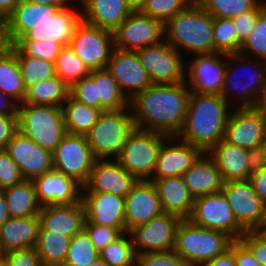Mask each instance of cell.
Returning <instances> with one entry per match:
<instances>
[{
  "instance_id": "6da1fadb",
  "label": "cell",
  "mask_w": 266,
  "mask_h": 266,
  "mask_svg": "<svg viewBox=\"0 0 266 266\" xmlns=\"http://www.w3.org/2000/svg\"><path fill=\"white\" fill-rule=\"evenodd\" d=\"M187 82V83H186ZM188 81L151 84L130 100L135 127L177 137L185 122L191 90Z\"/></svg>"
},
{
  "instance_id": "7a4b0ae2",
  "label": "cell",
  "mask_w": 266,
  "mask_h": 266,
  "mask_svg": "<svg viewBox=\"0 0 266 266\" xmlns=\"http://www.w3.org/2000/svg\"><path fill=\"white\" fill-rule=\"evenodd\" d=\"M229 105L221 95L191 91L185 122L177 138L209 152L223 140Z\"/></svg>"
},
{
  "instance_id": "3957f363",
  "label": "cell",
  "mask_w": 266,
  "mask_h": 266,
  "mask_svg": "<svg viewBox=\"0 0 266 266\" xmlns=\"http://www.w3.org/2000/svg\"><path fill=\"white\" fill-rule=\"evenodd\" d=\"M214 17L201 5L189 4L164 23V39L176 49L192 54H214Z\"/></svg>"
},
{
  "instance_id": "277c9868",
  "label": "cell",
  "mask_w": 266,
  "mask_h": 266,
  "mask_svg": "<svg viewBox=\"0 0 266 266\" xmlns=\"http://www.w3.org/2000/svg\"><path fill=\"white\" fill-rule=\"evenodd\" d=\"M234 240L226 233L201 227L182 219L176 231L174 251L195 266L213 260L230 248Z\"/></svg>"
},
{
  "instance_id": "5b68a950",
  "label": "cell",
  "mask_w": 266,
  "mask_h": 266,
  "mask_svg": "<svg viewBox=\"0 0 266 266\" xmlns=\"http://www.w3.org/2000/svg\"><path fill=\"white\" fill-rule=\"evenodd\" d=\"M20 104L19 131L42 148L53 152L67 134L62 108L53 105Z\"/></svg>"
},
{
  "instance_id": "8992f818",
  "label": "cell",
  "mask_w": 266,
  "mask_h": 266,
  "mask_svg": "<svg viewBox=\"0 0 266 266\" xmlns=\"http://www.w3.org/2000/svg\"><path fill=\"white\" fill-rule=\"evenodd\" d=\"M125 110L102 111L97 123L85 135L96 159H106L112 155L116 159L128 136L135 130L132 110L129 114Z\"/></svg>"
},
{
  "instance_id": "52a82bcc",
  "label": "cell",
  "mask_w": 266,
  "mask_h": 266,
  "mask_svg": "<svg viewBox=\"0 0 266 266\" xmlns=\"http://www.w3.org/2000/svg\"><path fill=\"white\" fill-rule=\"evenodd\" d=\"M172 139L178 138L135 128L115 160L139 180H149L156 168L162 144Z\"/></svg>"
},
{
  "instance_id": "ba28073f",
  "label": "cell",
  "mask_w": 266,
  "mask_h": 266,
  "mask_svg": "<svg viewBox=\"0 0 266 266\" xmlns=\"http://www.w3.org/2000/svg\"><path fill=\"white\" fill-rule=\"evenodd\" d=\"M192 223L239 240L246 230L237 222L223 192L196 197L188 218Z\"/></svg>"
},
{
  "instance_id": "9c48e42d",
  "label": "cell",
  "mask_w": 266,
  "mask_h": 266,
  "mask_svg": "<svg viewBox=\"0 0 266 266\" xmlns=\"http://www.w3.org/2000/svg\"><path fill=\"white\" fill-rule=\"evenodd\" d=\"M53 170L74 179L82 187L87 183L96 158L86 137L67 133L52 152Z\"/></svg>"
},
{
  "instance_id": "30bf717a",
  "label": "cell",
  "mask_w": 266,
  "mask_h": 266,
  "mask_svg": "<svg viewBox=\"0 0 266 266\" xmlns=\"http://www.w3.org/2000/svg\"><path fill=\"white\" fill-rule=\"evenodd\" d=\"M140 63L148 72L152 84H178L185 82V62L180 52L165 40L153 46L136 50Z\"/></svg>"
},
{
  "instance_id": "8fae6325",
  "label": "cell",
  "mask_w": 266,
  "mask_h": 266,
  "mask_svg": "<svg viewBox=\"0 0 266 266\" xmlns=\"http://www.w3.org/2000/svg\"><path fill=\"white\" fill-rule=\"evenodd\" d=\"M113 32L81 21L69 43L74 53L93 70L106 69L114 49Z\"/></svg>"
},
{
  "instance_id": "7c38bea8",
  "label": "cell",
  "mask_w": 266,
  "mask_h": 266,
  "mask_svg": "<svg viewBox=\"0 0 266 266\" xmlns=\"http://www.w3.org/2000/svg\"><path fill=\"white\" fill-rule=\"evenodd\" d=\"M163 39L164 23L140 11H132L113 31L114 47L121 50L136 51L159 44Z\"/></svg>"
},
{
  "instance_id": "4fadbf2b",
  "label": "cell",
  "mask_w": 266,
  "mask_h": 266,
  "mask_svg": "<svg viewBox=\"0 0 266 266\" xmlns=\"http://www.w3.org/2000/svg\"><path fill=\"white\" fill-rule=\"evenodd\" d=\"M181 220L176 215L162 213L131 229L128 233L132 238L135 254L173 250Z\"/></svg>"
},
{
  "instance_id": "5bb4252c",
  "label": "cell",
  "mask_w": 266,
  "mask_h": 266,
  "mask_svg": "<svg viewBox=\"0 0 266 266\" xmlns=\"http://www.w3.org/2000/svg\"><path fill=\"white\" fill-rule=\"evenodd\" d=\"M237 222L246 231H256L262 223L264 202L249 179L224 182L221 190Z\"/></svg>"
},
{
  "instance_id": "9a60e30c",
  "label": "cell",
  "mask_w": 266,
  "mask_h": 266,
  "mask_svg": "<svg viewBox=\"0 0 266 266\" xmlns=\"http://www.w3.org/2000/svg\"><path fill=\"white\" fill-rule=\"evenodd\" d=\"M231 112L223 141L251 149L266 143V119L255 107H237Z\"/></svg>"
},
{
  "instance_id": "2e32d148",
  "label": "cell",
  "mask_w": 266,
  "mask_h": 266,
  "mask_svg": "<svg viewBox=\"0 0 266 266\" xmlns=\"http://www.w3.org/2000/svg\"><path fill=\"white\" fill-rule=\"evenodd\" d=\"M106 69L117 81L120 90L129 101L152 84L136 51L121 50L114 47Z\"/></svg>"
},
{
  "instance_id": "e0dca14e",
  "label": "cell",
  "mask_w": 266,
  "mask_h": 266,
  "mask_svg": "<svg viewBox=\"0 0 266 266\" xmlns=\"http://www.w3.org/2000/svg\"><path fill=\"white\" fill-rule=\"evenodd\" d=\"M4 151L18 165L25 180L53 171L52 152L18 131Z\"/></svg>"
},
{
  "instance_id": "ac0fdd59",
  "label": "cell",
  "mask_w": 266,
  "mask_h": 266,
  "mask_svg": "<svg viewBox=\"0 0 266 266\" xmlns=\"http://www.w3.org/2000/svg\"><path fill=\"white\" fill-rule=\"evenodd\" d=\"M139 179L127 172L116 160L96 159L81 192L112 193L126 197Z\"/></svg>"
},
{
  "instance_id": "d6986e66",
  "label": "cell",
  "mask_w": 266,
  "mask_h": 266,
  "mask_svg": "<svg viewBox=\"0 0 266 266\" xmlns=\"http://www.w3.org/2000/svg\"><path fill=\"white\" fill-rule=\"evenodd\" d=\"M224 53L195 55L193 61L185 68L189 89L199 94H218L222 92L226 62L221 58ZM188 70V71H187Z\"/></svg>"
},
{
  "instance_id": "ffe728a7",
  "label": "cell",
  "mask_w": 266,
  "mask_h": 266,
  "mask_svg": "<svg viewBox=\"0 0 266 266\" xmlns=\"http://www.w3.org/2000/svg\"><path fill=\"white\" fill-rule=\"evenodd\" d=\"M81 192L85 220L126 233L125 198L112 193Z\"/></svg>"
},
{
  "instance_id": "44dd1931",
  "label": "cell",
  "mask_w": 266,
  "mask_h": 266,
  "mask_svg": "<svg viewBox=\"0 0 266 266\" xmlns=\"http://www.w3.org/2000/svg\"><path fill=\"white\" fill-rule=\"evenodd\" d=\"M163 212L156 188L150 180H139L125 197V226L129 232Z\"/></svg>"
},
{
  "instance_id": "7402d4cb",
  "label": "cell",
  "mask_w": 266,
  "mask_h": 266,
  "mask_svg": "<svg viewBox=\"0 0 266 266\" xmlns=\"http://www.w3.org/2000/svg\"><path fill=\"white\" fill-rule=\"evenodd\" d=\"M72 10L67 5L59 8L43 23L29 30L19 41H53L62 46L69 45L77 25L82 21L81 6L80 11Z\"/></svg>"
},
{
  "instance_id": "603a6c76",
  "label": "cell",
  "mask_w": 266,
  "mask_h": 266,
  "mask_svg": "<svg viewBox=\"0 0 266 266\" xmlns=\"http://www.w3.org/2000/svg\"><path fill=\"white\" fill-rule=\"evenodd\" d=\"M39 204L70 205L81 201L82 186L66 175L50 171L32 180Z\"/></svg>"
},
{
  "instance_id": "cb8c5ba5",
  "label": "cell",
  "mask_w": 266,
  "mask_h": 266,
  "mask_svg": "<svg viewBox=\"0 0 266 266\" xmlns=\"http://www.w3.org/2000/svg\"><path fill=\"white\" fill-rule=\"evenodd\" d=\"M39 229L72 238L84 229L85 211L82 201L70 205H45L38 214Z\"/></svg>"
},
{
  "instance_id": "d4e9b609",
  "label": "cell",
  "mask_w": 266,
  "mask_h": 266,
  "mask_svg": "<svg viewBox=\"0 0 266 266\" xmlns=\"http://www.w3.org/2000/svg\"><path fill=\"white\" fill-rule=\"evenodd\" d=\"M179 141L180 144L177 145H168L164 141L157 159L156 168L150 179L182 176L204 153L200 148L192 144L182 140Z\"/></svg>"
},
{
  "instance_id": "484cf974",
  "label": "cell",
  "mask_w": 266,
  "mask_h": 266,
  "mask_svg": "<svg viewBox=\"0 0 266 266\" xmlns=\"http://www.w3.org/2000/svg\"><path fill=\"white\" fill-rule=\"evenodd\" d=\"M66 5L36 4L21 0L7 17V34L11 45H15L29 30L36 28Z\"/></svg>"
},
{
  "instance_id": "4316f807",
  "label": "cell",
  "mask_w": 266,
  "mask_h": 266,
  "mask_svg": "<svg viewBox=\"0 0 266 266\" xmlns=\"http://www.w3.org/2000/svg\"><path fill=\"white\" fill-rule=\"evenodd\" d=\"M154 184L164 213L188 219L195 198L185 185L182 176L149 179Z\"/></svg>"
},
{
  "instance_id": "83f0119b",
  "label": "cell",
  "mask_w": 266,
  "mask_h": 266,
  "mask_svg": "<svg viewBox=\"0 0 266 266\" xmlns=\"http://www.w3.org/2000/svg\"><path fill=\"white\" fill-rule=\"evenodd\" d=\"M182 177L194 198L220 192L224 184L215 160L207 152Z\"/></svg>"
},
{
  "instance_id": "f1b7e54d",
  "label": "cell",
  "mask_w": 266,
  "mask_h": 266,
  "mask_svg": "<svg viewBox=\"0 0 266 266\" xmlns=\"http://www.w3.org/2000/svg\"><path fill=\"white\" fill-rule=\"evenodd\" d=\"M82 20L113 32L132 12L125 0H82Z\"/></svg>"
},
{
  "instance_id": "f546056e",
  "label": "cell",
  "mask_w": 266,
  "mask_h": 266,
  "mask_svg": "<svg viewBox=\"0 0 266 266\" xmlns=\"http://www.w3.org/2000/svg\"><path fill=\"white\" fill-rule=\"evenodd\" d=\"M38 229V216L9 218L0 226L1 253L35 247Z\"/></svg>"
},
{
  "instance_id": "4dcf8cb0",
  "label": "cell",
  "mask_w": 266,
  "mask_h": 266,
  "mask_svg": "<svg viewBox=\"0 0 266 266\" xmlns=\"http://www.w3.org/2000/svg\"><path fill=\"white\" fill-rule=\"evenodd\" d=\"M260 61H261V63H260ZM253 62H255V63H254V65H252V67L254 66L252 69L253 70L257 69V70L255 72L254 71L252 72L253 76H252V78L249 77L250 82H247V83L245 80H244L245 83H243L242 80L237 81V79H235L234 74H232L233 73L232 71H234V70H232V68L230 67L231 65L226 63L225 75H224V84H223L222 92L220 95L227 102H230L227 100L229 95H231L229 93L231 92V90L233 91L235 89L233 92H237L238 96L241 95V97H242V98H240V100L242 99L241 100L242 103H240V105H238V107H242V108L243 107H255L262 90L266 87V61H264V63H262V60H256L255 59V60H253ZM259 66L261 67L260 69L258 68ZM252 73H251V75H252ZM240 83H241L242 87L240 86V88H239L238 85H240Z\"/></svg>"
},
{
  "instance_id": "1f68e13d",
  "label": "cell",
  "mask_w": 266,
  "mask_h": 266,
  "mask_svg": "<svg viewBox=\"0 0 266 266\" xmlns=\"http://www.w3.org/2000/svg\"><path fill=\"white\" fill-rule=\"evenodd\" d=\"M207 153L215 160L224 182L248 179L247 149L221 140Z\"/></svg>"
},
{
  "instance_id": "d6a6232c",
  "label": "cell",
  "mask_w": 266,
  "mask_h": 266,
  "mask_svg": "<svg viewBox=\"0 0 266 266\" xmlns=\"http://www.w3.org/2000/svg\"><path fill=\"white\" fill-rule=\"evenodd\" d=\"M11 218L38 216L41 205L32 180L7 187L2 190Z\"/></svg>"
},
{
  "instance_id": "836d02e7",
  "label": "cell",
  "mask_w": 266,
  "mask_h": 266,
  "mask_svg": "<svg viewBox=\"0 0 266 266\" xmlns=\"http://www.w3.org/2000/svg\"><path fill=\"white\" fill-rule=\"evenodd\" d=\"M62 105L67 133L85 136L97 123L101 110L77 102L71 96Z\"/></svg>"
},
{
  "instance_id": "e575fe53",
  "label": "cell",
  "mask_w": 266,
  "mask_h": 266,
  "mask_svg": "<svg viewBox=\"0 0 266 266\" xmlns=\"http://www.w3.org/2000/svg\"><path fill=\"white\" fill-rule=\"evenodd\" d=\"M69 96L70 87L55 76L29 86L23 103L62 107Z\"/></svg>"
},
{
  "instance_id": "d590c367",
  "label": "cell",
  "mask_w": 266,
  "mask_h": 266,
  "mask_svg": "<svg viewBox=\"0 0 266 266\" xmlns=\"http://www.w3.org/2000/svg\"><path fill=\"white\" fill-rule=\"evenodd\" d=\"M71 238L48 230H38L35 250L42 266H63Z\"/></svg>"
},
{
  "instance_id": "8d00e7d4",
  "label": "cell",
  "mask_w": 266,
  "mask_h": 266,
  "mask_svg": "<svg viewBox=\"0 0 266 266\" xmlns=\"http://www.w3.org/2000/svg\"><path fill=\"white\" fill-rule=\"evenodd\" d=\"M0 91L19 103L25 99L26 88L17 55L11 49L0 54Z\"/></svg>"
},
{
  "instance_id": "74e56055",
  "label": "cell",
  "mask_w": 266,
  "mask_h": 266,
  "mask_svg": "<svg viewBox=\"0 0 266 266\" xmlns=\"http://www.w3.org/2000/svg\"><path fill=\"white\" fill-rule=\"evenodd\" d=\"M90 76L97 85L101 111L127 109L130 107V101L122 93L117 81L107 69L93 70L90 72Z\"/></svg>"
},
{
  "instance_id": "f35d334b",
  "label": "cell",
  "mask_w": 266,
  "mask_h": 266,
  "mask_svg": "<svg viewBox=\"0 0 266 266\" xmlns=\"http://www.w3.org/2000/svg\"><path fill=\"white\" fill-rule=\"evenodd\" d=\"M251 52L253 55L251 56L253 59H260L266 61V8L259 14L254 30L246 39V41L242 44L240 49V53L226 54V58H229L230 61H237L238 64L243 63V67H245V63L252 64V60L245 55V53ZM248 57V60L247 58ZM232 59V60H231ZM250 61V62H248ZM245 62V63H244Z\"/></svg>"
},
{
  "instance_id": "ab89813d",
  "label": "cell",
  "mask_w": 266,
  "mask_h": 266,
  "mask_svg": "<svg viewBox=\"0 0 266 266\" xmlns=\"http://www.w3.org/2000/svg\"><path fill=\"white\" fill-rule=\"evenodd\" d=\"M10 49L17 55L23 83L26 89L39 81L56 76L55 63L24 55L15 45H11Z\"/></svg>"
},
{
  "instance_id": "60d3db41",
  "label": "cell",
  "mask_w": 266,
  "mask_h": 266,
  "mask_svg": "<svg viewBox=\"0 0 266 266\" xmlns=\"http://www.w3.org/2000/svg\"><path fill=\"white\" fill-rule=\"evenodd\" d=\"M56 76L69 87L90 75V69L69 45L63 46L55 61Z\"/></svg>"
},
{
  "instance_id": "b9f144b4",
  "label": "cell",
  "mask_w": 266,
  "mask_h": 266,
  "mask_svg": "<svg viewBox=\"0 0 266 266\" xmlns=\"http://www.w3.org/2000/svg\"><path fill=\"white\" fill-rule=\"evenodd\" d=\"M98 258H100L99 251L83 229L71 238L63 266H87Z\"/></svg>"
},
{
  "instance_id": "7bdbcfd3",
  "label": "cell",
  "mask_w": 266,
  "mask_h": 266,
  "mask_svg": "<svg viewBox=\"0 0 266 266\" xmlns=\"http://www.w3.org/2000/svg\"><path fill=\"white\" fill-rule=\"evenodd\" d=\"M128 234V238L127 235ZM128 232L109 243L99 252L100 258L109 266H136V254Z\"/></svg>"
},
{
  "instance_id": "ee69618b",
  "label": "cell",
  "mask_w": 266,
  "mask_h": 266,
  "mask_svg": "<svg viewBox=\"0 0 266 266\" xmlns=\"http://www.w3.org/2000/svg\"><path fill=\"white\" fill-rule=\"evenodd\" d=\"M214 54L240 53L242 43L230 18H214L213 26Z\"/></svg>"
},
{
  "instance_id": "f6af8a7d",
  "label": "cell",
  "mask_w": 266,
  "mask_h": 266,
  "mask_svg": "<svg viewBox=\"0 0 266 266\" xmlns=\"http://www.w3.org/2000/svg\"><path fill=\"white\" fill-rule=\"evenodd\" d=\"M259 0H204L201 7L214 18H234L253 10Z\"/></svg>"
},
{
  "instance_id": "bcb514c9",
  "label": "cell",
  "mask_w": 266,
  "mask_h": 266,
  "mask_svg": "<svg viewBox=\"0 0 266 266\" xmlns=\"http://www.w3.org/2000/svg\"><path fill=\"white\" fill-rule=\"evenodd\" d=\"M189 4V0H146L140 12L165 23Z\"/></svg>"
},
{
  "instance_id": "7dc6e473",
  "label": "cell",
  "mask_w": 266,
  "mask_h": 266,
  "mask_svg": "<svg viewBox=\"0 0 266 266\" xmlns=\"http://www.w3.org/2000/svg\"><path fill=\"white\" fill-rule=\"evenodd\" d=\"M15 46L27 56L44 59L55 63L62 45L56 42L47 41H18Z\"/></svg>"
},
{
  "instance_id": "c3c4849f",
  "label": "cell",
  "mask_w": 266,
  "mask_h": 266,
  "mask_svg": "<svg viewBox=\"0 0 266 266\" xmlns=\"http://www.w3.org/2000/svg\"><path fill=\"white\" fill-rule=\"evenodd\" d=\"M70 96L77 102L100 110V98L98 97L97 85L90 75L82 78L70 87Z\"/></svg>"
},
{
  "instance_id": "681fc988",
  "label": "cell",
  "mask_w": 266,
  "mask_h": 266,
  "mask_svg": "<svg viewBox=\"0 0 266 266\" xmlns=\"http://www.w3.org/2000/svg\"><path fill=\"white\" fill-rule=\"evenodd\" d=\"M136 266H188V264L174 250H169L136 255Z\"/></svg>"
},
{
  "instance_id": "f907efd6",
  "label": "cell",
  "mask_w": 266,
  "mask_h": 266,
  "mask_svg": "<svg viewBox=\"0 0 266 266\" xmlns=\"http://www.w3.org/2000/svg\"><path fill=\"white\" fill-rule=\"evenodd\" d=\"M84 230L87 232L92 243L99 252L123 234L117 228L92 224L87 220L84 221Z\"/></svg>"
},
{
  "instance_id": "816d5d0a",
  "label": "cell",
  "mask_w": 266,
  "mask_h": 266,
  "mask_svg": "<svg viewBox=\"0 0 266 266\" xmlns=\"http://www.w3.org/2000/svg\"><path fill=\"white\" fill-rule=\"evenodd\" d=\"M266 8V3L260 2L253 10L232 18L238 40L243 44L254 30L259 14Z\"/></svg>"
},
{
  "instance_id": "f5cc1de1",
  "label": "cell",
  "mask_w": 266,
  "mask_h": 266,
  "mask_svg": "<svg viewBox=\"0 0 266 266\" xmlns=\"http://www.w3.org/2000/svg\"><path fill=\"white\" fill-rule=\"evenodd\" d=\"M24 180L18 165L4 150H0V191Z\"/></svg>"
},
{
  "instance_id": "db71d44e",
  "label": "cell",
  "mask_w": 266,
  "mask_h": 266,
  "mask_svg": "<svg viewBox=\"0 0 266 266\" xmlns=\"http://www.w3.org/2000/svg\"><path fill=\"white\" fill-rule=\"evenodd\" d=\"M4 266H42L34 247L17 249L2 254Z\"/></svg>"
},
{
  "instance_id": "11a10c76",
  "label": "cell",
  "mask_w": 266,
  "mask_h": 266,
  "mask_svg": "<svg viewBox=\"0 0 266 266\" xmlns=\"http://www.w3.org/2000/svg\"><path fill=\"white\" fill-rule=\"evenodd\" d=\"M253 254L254 259L266 266V239L257 231H246L239 239Z\"/></svg>"
},
{
  "instance_id": "9f6ffc18",
  "label": "cell",
  "mask_w": 266,
  "mask_h": 266,
  "mask_svg": "<svg viewBox=\"0 0 266 266\" xmlns=\"http://www.w3.org/2000/svg\"><path fill=\"white\" fill-rule=\"evenodd\" d=\"M18 129V116L0 114V150H4Z\"/></svg>"
},
{
  "instance_id": "6f0895ef",
  "label": "cell",
  "mask_w": 266,
  "mask_h": 266,
  "mask_svg": "<svg viewBox=\"0 0 266 266\" xmlns=\"http://www.w3.org/2000/svg\"><path fill=\"white\" fill-rule=\"evenodd\" d=\"M247 156L249 179L252 174L258 172L261 168L264 167L266 161L265 143L247 150Z\"/></svg>"
},
{
  "instance_id": "680465c9",
  "label": "cell",
  "mask_w": 266,
  "mask_h": 266,
  "mask_svg": "<svg viewBox=\"0 0 266 266\" xmlns=\"http://www.w3.org/2000/svg\"><path fill=\"white\" fill-rule=\"evenodd\" d=\"M235 263L236 266H262L240 240H235Z\"/></svg>"
},
{
  "instance_id": "91938a15",
  "label": "cell",
  "mask_w": 266,
  "mask_h": 266,
  "mask_svg": "<svg viewBox=\"0 0 266 266\" xmlns=\"http://www.w3.org/2000/svg\"><path fill=\"white\" fill-rule=\"evenodd\" d=\"M195 266H236L235 263V240L231 243L229 249L216 256L213 260L197 264Z\"/></svg>"
},
{
  "instance_id": "94428289",
  "label": "cell",
  "mask_w": 266,
  "mask_h": 266,
  "mask_svg": "<svg viewBox=\"0 0 266 266\" xmlns=\"http://www.w3.org/2000/svg\"><path fill=\"white\" fill-rule=\"evenodd\" d=\"M249 180L251 181L257 195L265 203L266 202V169L261 168L258 172L252 174Z\"/></svg>"
},
{
  "instance_id": "6125c7cd",
  "label": "cell",
  "mask_w": 266,
  "mask_h": 266,
  "mask_svg": "<svg viewBox=\"0 0 266 266\" xmlns=\"http://www.w3.org/2000/svg\"><path fill=\"white\" fill-rule=\"evenodd\" d=\"M14 101L11 96L0 91V114L18 116L19 106Z\"/></svg>"
},
{
  "instance_id": "be15d7a7",
  "label": "cell",
  "mask_w": 266,
  "mask_h": 266,
  "mask_svg": "<svg viewBox=\"0 0 266 266\" xmlns=\"http://www.w3.org/2000/svg\"><path fill=\"white\" fill-rule=\"evenodd\" d=\"M11 48V43L7 34V23H0V54Z\"/></svg>"
},
{
  "instance_id": "e7e4bbea",
  "label": "cell",
  "mask_w": 266,
  "mask_h": 266,
  "mask_svg": "<svg viewBox=\"0 0 266 266\" xmlns=\"http://www.w3.org/2000/svg\"><path fill=\"white\" fill-rule=\"evenodd\" d=\"M21 0H0V12L7 18Z\"/></svg>"
},
{
  "instance_id": "03108f58",
  "label": "cell",
  "mask_w": 266,
  "mask_h": 266,
  "mask_svg": "<svg viewBox=\"0 0 266 266\" xmlns=\"http://www.w3.org/2000/svg\"><path fill=\"white\" fill-rule=\"evenodd\" d=\"M10 217L4 194L0 191V226Z\"/></svg>"
},
{
  "instance_id": "003e7915",
  "label": "cell",
  "mask_w": 266,
  "mask_h": 266,
  "mask_svg": "<svg viewBox=\"0 0 266 266\" xmlns=\"http://www.w3.org/2000/svg\"><path fill=\"white\" fill-rule=\"evenodd\" d=\"M255 108L265 117L266 119V87L262 90L259 99L255 105Z\"/></svg>"
},
{
  "instance_id": "a7ac6f4b",
  "label": "cell",
  "mask_w": 266,
  "mask_h": 266,
  "mask_svg": "<svg viewBox=\"0 0 266 266\" xmlns=\"http://www.w3.org/2000/svg\"><path fill=\"white\" fill-rule=\"evenodd\" d=\"M146 0H125L131 11H140Z\"/></svg>"
},
{
  "instance_id": "89a4df30",
  "label": "cell",
  "mask_w": 266,
  "mask_h": 266,
  "mask_svg": "<svg viewBox=\"0 0 266 266\" xmlns=\"http://www.w3.org/2000/svg\"><path fill=\"white\" fill-rule=\"evenodd\" d=\"M36 4H48V5H67L66 0H29Z\"/></svg>"
},
{
  "instance_id": "2644e50d",
  "label": "cell",
  "mask_w": 266,
  "mask_h": 266,
  "mask_svg": "<svg viewBox=\"0 0 266 266\" xmlns=\"http://www.w3.org/2000/svg\"><path fill=\"white\" fill-rule=\"evenodd\" d=\"M256 231L266 239V222H262Z\"/></svg>"
},
{
  "instance_id": "8c879c8a",
  "label": "cell",
  "mask_w": 266,
  "mask_h": 266,
  "mask_svg": "<svg viewBox=\"0 0 266 266\" xmlns=\"http://www.w3.org/2000/svg\"><path fill=\"white\" fill-rule=\"evenodd\" d=\"M87 266H109L105 261H103L101 258H98L96 261L90 263Z\"/></svg>"
},
{
  "instance_id": "753ad0ef",
  "label": "cell",
  "mask_w": 266,
  "mask_h": 266,
  "mask_svg": "<svg viewBox=\"0 0 266 266\" xmlns=\"http://www.w3.org/2000/svg\"><path fill=\"white\" fill-rule=\"evenodd\" d=\"M204 0H189L190 4L201 5Z\"/></svg>"
},
{
  "instance_id": "34e18365",
  "label": "cell",
  "mask_w": 266,
  "mask_h": 266,
  "mask_svg": "<svg viewBox=\"0 0 266 266\" xmlns=\"http://www.w3.org/2000/svg\"><path fill=\"white\" fill-rule=\"evenodd\" d=\"M0 23H7V18L0 12Z\"/></svg>"
},
{
  "instance_id": "11e5206c",
  "label": "cell",
  "mask_w": 266,
  "mask_h": 266,
  "mask_svg": "<svg viewBox=\"0 0 266 266\" xmlns=\"http://www.w3.org/2000/svg\"><path fill=\"white\" fill-rule=\"evenodd\" d=\"M262 222H266V202L264 203V214H263Z\"/></svg>"
},
{
  "instance_id": "2a66077c",
  "label": "cell",
  "mask_w": 266,
  "mask_h": 266,
  "mask_svg": "<svg viewBox=\"0 0 266 266\" xmlns=\"http://www.w3.org/2000/svg\"><path fill=\"white\" fill-rule=\"evenodd\" d=\"M2 263V253L0 251V264Z\"/></svg>"
},
{
  "instance_id": "b9fcfbb0",
  "label": "cell",
  "mask_w": 266,
  "mask_h": 266,
  "mask_svg": "<svg viewBox=\"0 0 266 266\" xmlns=\"http://www.w3.org/2000/svg\"><path fill=\"white\" fill-rule=\"evenodd\" d=\"M265 148H266V143H265ZM263 168H265L266 169V161H265V164H264V167Z\"/></svg>"
},
{
  "instance_id": "09005b40",
  "label": "cell",
  "mask_w": 266,
  "mask_h": 266,
  "mask_svg": "<svg viewBox=\"0 0 266 266\" xmlns=\"http://www.w3.org/2000/svg\"><path fill=\"white\" fill-rule=\"evenodd\" d=\"M68 3H70L71 1H73V0H66ZM79 1H81L82 2V0H79Z\"/></svg>"
}]
</instances>
